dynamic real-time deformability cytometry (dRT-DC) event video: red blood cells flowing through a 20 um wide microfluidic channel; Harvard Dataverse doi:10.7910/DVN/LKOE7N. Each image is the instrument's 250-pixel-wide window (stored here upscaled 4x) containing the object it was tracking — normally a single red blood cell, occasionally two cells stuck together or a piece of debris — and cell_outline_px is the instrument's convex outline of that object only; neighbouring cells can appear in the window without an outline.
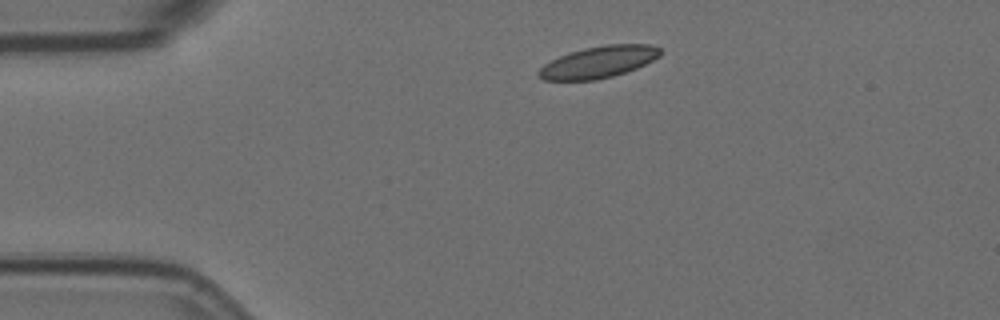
{"species": "Egyptian fruit bat (a non-hibernating species)", "species_latin": "Rousettus aegyptiacus", "temperature_condition": "room temperature", "stored_images_in_passage": 5, "camera_frame_rate_fps": 3000, "um_per_image_px": 0.085, "animal": {"sex": "female"}, "frame": {"image": 1, "passage_image": 1, "time_ms": 0.0, "image_size_px": [1000, 320], "cell_outline_px": [[664, 52], [660, 56], [636, 68], [612, 76], [596, 80], [544, 80], [536, 76], [536, 72], [544, 64], [560, 56], [584, 48], [608, 44], [652, 44], [660, 48]], "centroid_in_image_um": [50.88, 5.27], "position_along_channel_um": 34.1, "area_um2": 22.43}}
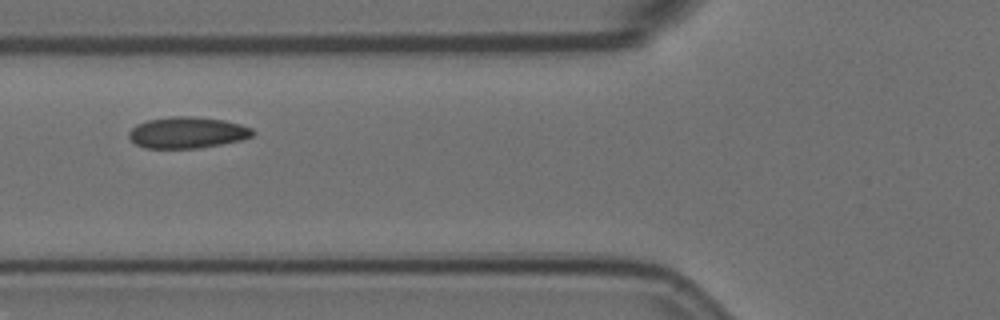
{"frame": {"image": 2, "passage_image": 4, "time_ms": 1.0, "image_size_px": [1000, 320], "cell_outline_px": [[256, 132], [252, 136], [240, 140], [220, 144], [196, 148], [144, 148], [136, 144], [128, 136], [128, 132], [136, 124], [148, 120], [172, 116], [192, 116], [224, 120], [240, 124], [252, 128]], "centroid_in_image_um": [15.91, 11.26], "position_along_channel_um": 109.9, "area_um2": 22.54}}
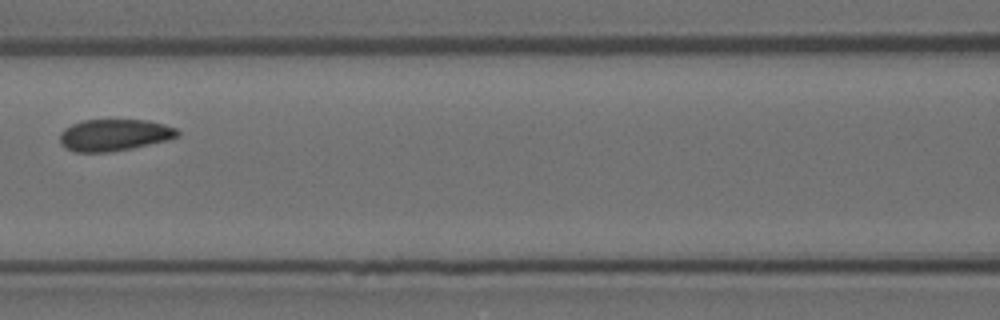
{"frame": {"image": 3, "passage_image": 5, "time_ms": 1.333, "image_size_px": [1000, 320], "cell_outline_px": [[180, 136], [172, 140], [112, 152], [76, 152], [64, 148], [60, 144], [60, 132], [64, 128], [72, 124], [84, 120], [148, 120], [164, 124], [176, 128], [180, 132]], "centroid_in_image_um": [9.74, 11.48], "position_along_channel_um": 156.9, "area_um2": 22.14}}